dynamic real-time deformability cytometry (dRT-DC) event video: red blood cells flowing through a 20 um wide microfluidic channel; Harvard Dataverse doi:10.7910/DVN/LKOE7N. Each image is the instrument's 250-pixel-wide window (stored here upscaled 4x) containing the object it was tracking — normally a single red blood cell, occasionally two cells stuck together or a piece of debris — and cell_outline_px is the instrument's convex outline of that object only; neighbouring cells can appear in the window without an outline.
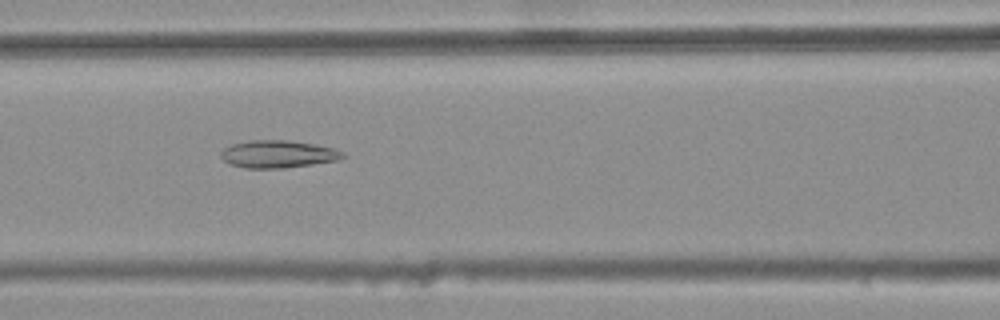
{"species": "common noctule bat (a hibernating species)", "species_latin": "Nyctalus noctula", "temperature_condition": "warm", "stored_images_in_passage": 35, "camera_frame_rate_fps": 3000, "um_per_image_px": 0.085, "animal": {"sex": "female", "body_mass_g": 25.1}, "frame": {"image": 1, "passage_image": 10, "time_ms": 3.0, "image_size_px": [1000, 320], "cell_outline_px": [[344, 156], [336, 160], [312, 164], [284, 168], [244, 168], [228, 164], [220, 156], [220, 152], [224, 148], [232, 144], [248, 140], [288, 140], [316, 144], [332, 148], [344, 152]], "centroid_in_image_um": [23.58, 13.09], "position_along_channel_um": 143.0, "area_um2": 19.54}}
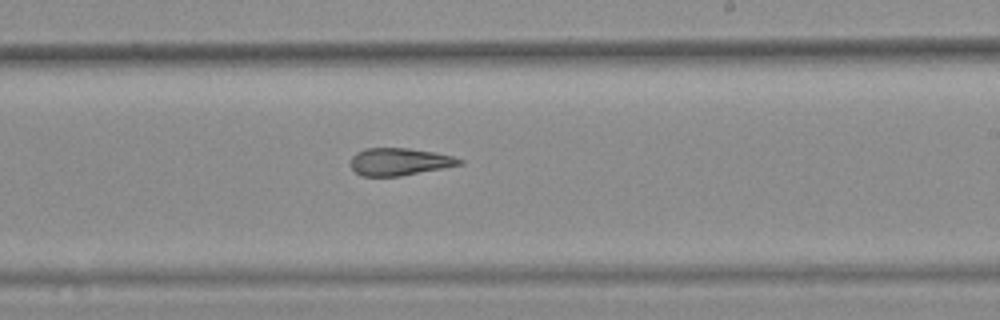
{"frame": {"image": 2, "passage_image": 19, "time_ms": 6.0, "image_size_px": [1000, 320], "cell_outline_px": [[464, 164], [444, 168], [400, 176], [360, 176], [348, 164], [352, 156], [356, 152], [364, 148], [408, 148], [436, 152], [452, 156], [464, 160]], "centroid_in_image_um": [33.94, 13.74], "position_along_channel_um": 255.1, "area_um2": 17.63}}
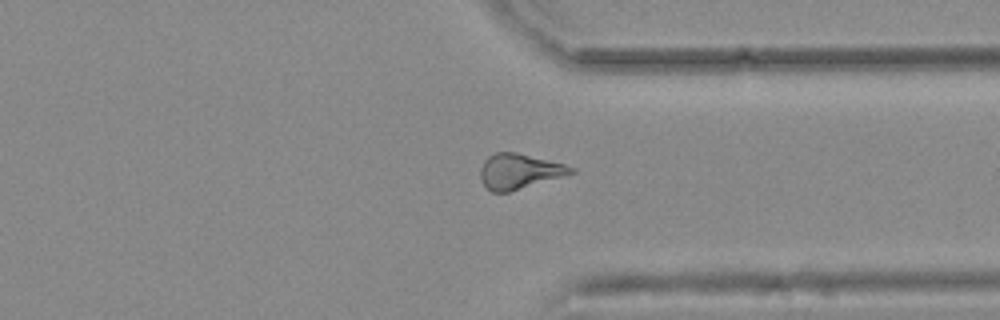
{"frame": {"image": 3, "passage_image": 28, "time_ms": 9.0, "image_size_px": [1000, 320], "cell_outline_px": [[576, 172], [508, 192], [492, 192], [484, 184], [480, 176], [480, 168], [484, 160], [488, 156], [496, 152], [516, 152], [564, 164], [576, 168]], "centroid_in_image_um": [44.12, 14.55], "position_along_channel_um": 367.3, "area_um2": 18.32}, "authors_computed_cell_mechanics": {"area_um2": 18.207, "velocity_mm_per_s": 3.7508, "shape_relaxation_time_tau1_ms": null, "shape_relaxation_time_tau2_ms": 2.2705, "deformation_change_tau1": null, "deformation_change_tau2": 0.1183}}